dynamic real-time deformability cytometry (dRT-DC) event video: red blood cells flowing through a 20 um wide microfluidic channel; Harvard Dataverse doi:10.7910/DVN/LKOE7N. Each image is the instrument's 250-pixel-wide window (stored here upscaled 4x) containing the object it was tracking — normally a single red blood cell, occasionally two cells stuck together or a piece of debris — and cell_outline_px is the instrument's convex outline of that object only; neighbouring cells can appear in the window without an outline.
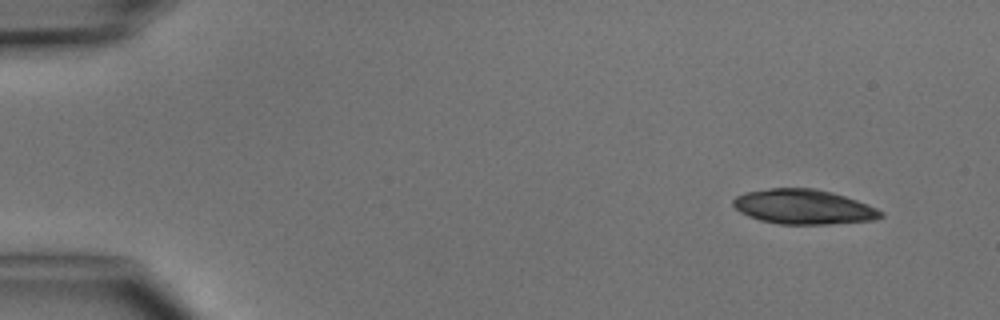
{"species": "common noctule bat (a hibernating species)", "species_latin": "Nyctalus noctula", "temperature_condition": "cold", "stored_images_in_passage": 4, "segment_of_instrument_passage": [1, 2], "camera_frame_rate_fps": 3000, "um_per_image_px": 0.085, "animal": {"sex": "male", "body_mass_g": 15.6}, "frame": {"image": 1, "passage_image": 1, "time_ms": 0.0, "image_size_px": [1000, 320], "cell_outline_px": [[884, 216], [872, 220], [828, 224], [780, 224], [760, 220], [748, 216], [740, 212], [732, 204], [732, 200], [736, 196], [744, 192], [768, 188], [816, 188], [832, 192], [868, 204], [884, 212]], "centroid_in_image_um": [68.28, 17.57], "position_along_channel_um": 16.7, "area_um2": 29.94}}